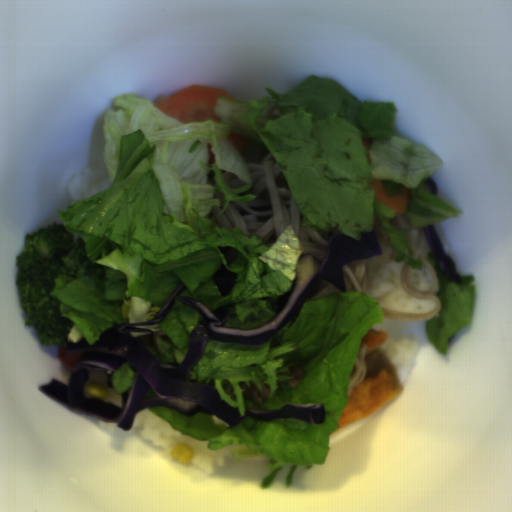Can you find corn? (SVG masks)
<instances>
[{
	"label": "corn",
	"instance_id": "51d56268",
	"mask_svg": "<svg viewBox=\"0 0 512 512\" xmlns=\"http://www.w3.org/2000/svg\"><path fill=\"white\" fill-rule=\"evenodd\" d=\"M194 455V448L188 443H177L170 452L172 459L185 465L191 463Z\"/></svg>",
	"mask_w": 512,
	"mask_h": 512
},
{
	"label": "corn",
	"instance_id": "f1292c28",
	"mask_svg": "<svg viewBox=\"0 0 512 512\" xmlns=\"http://www.w3.org/2000/svg\"><path fill=\"white\" fill-rule=\"evenodd\" d=\"M84 392L89 396H97L100 398H107L109 396V391L105 384L102 382L91 380L84 388Z\"/></svg>",
	"mask_w": 512,
	"mask_h": 512
}]
</instances>
